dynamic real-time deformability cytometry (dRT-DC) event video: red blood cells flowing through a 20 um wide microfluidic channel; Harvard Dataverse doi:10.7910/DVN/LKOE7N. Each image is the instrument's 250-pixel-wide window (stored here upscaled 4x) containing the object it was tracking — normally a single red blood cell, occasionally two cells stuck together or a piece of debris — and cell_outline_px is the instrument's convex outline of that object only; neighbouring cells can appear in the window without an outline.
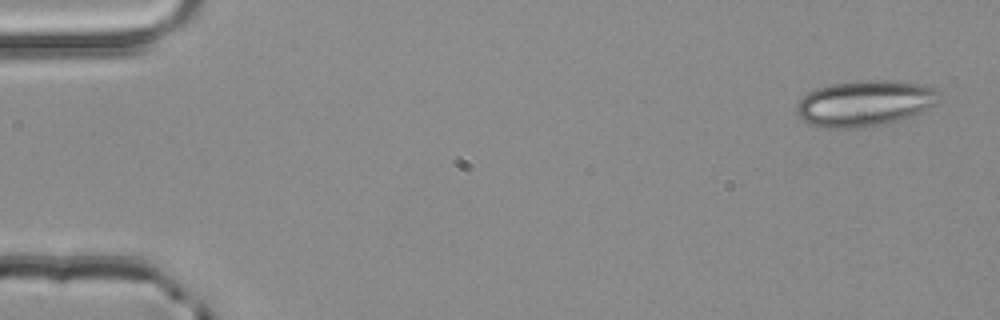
{"species": "common noctule bat (a hibernating species)", "species_latin": "Nyctalus noctula", "temperature_condition": "room temperature", "stored_images_in_passage": 4, "camera_frame_rate_fps": 3000, "um_per_image_px": 0.085, "animal": {"sex": "male", "body_mass_g": 20.4}, "frame": {"image": 1, "passage_image": 1, "time_ms": 0.0, "image_size_px": [1000, 320], "cell_outline_px": [[940, 104], [920, 112], [896, 120], [864, 128], [828, 128], [808, 124], [796, 112], [796, 104], [808, 92], [816, 88], [832, 84], [860, 80], [888, 80], [920, 84], [936, 88], [940, 92]], "centroid_in_image_um": [73.53, 8.77], "position_along_channel_um": 11.5, "area_um2": 38.21}}